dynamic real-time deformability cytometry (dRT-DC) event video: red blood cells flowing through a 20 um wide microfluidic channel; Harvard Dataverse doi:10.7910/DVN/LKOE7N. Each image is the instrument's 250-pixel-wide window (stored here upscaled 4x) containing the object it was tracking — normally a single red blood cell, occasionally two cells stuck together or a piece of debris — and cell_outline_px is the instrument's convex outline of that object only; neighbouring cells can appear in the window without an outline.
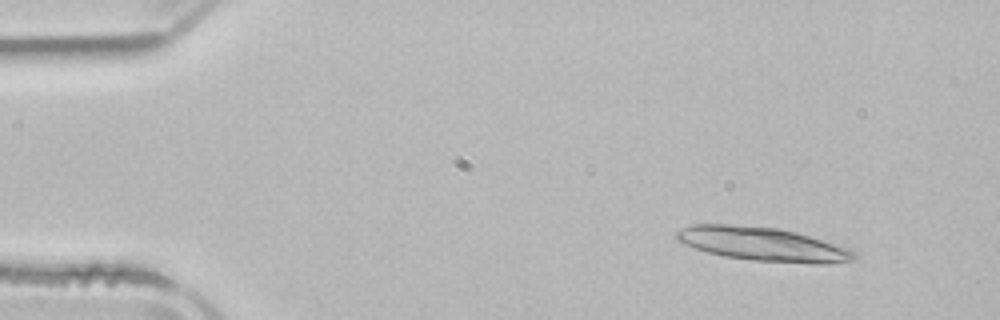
{"species": "common noctule bat (a hibernating species)", "species_latin": "Nyctalus noctula", "temperature_condition": "room temperature", "stored_images_in_passage": 3, "camera_frame_rate_fps": 3000, "um_per_image_px": 0.085, "animal": {"sex": "male", "body_mass_g": 21.5, "forearm_length_mm": 52.0}, "frame": {"image": 1, "passage_image": 1, "time_ms": 0.0, "image_size_px": [1000, 320], "cell_outline_px": [[860, 256], [856, 260], [828, 264], [812, 264], [752, 260], [724, 256], [708, 252], [684, 244], [676, 236], [676, 232], [692, 224], [728, 224], [776, 228], [796, 232], [856, 252]], "centroid_in_image_um": [64.86, 20.77], "position_along_channel_um": 20.1, "area_um2": 34.51}}